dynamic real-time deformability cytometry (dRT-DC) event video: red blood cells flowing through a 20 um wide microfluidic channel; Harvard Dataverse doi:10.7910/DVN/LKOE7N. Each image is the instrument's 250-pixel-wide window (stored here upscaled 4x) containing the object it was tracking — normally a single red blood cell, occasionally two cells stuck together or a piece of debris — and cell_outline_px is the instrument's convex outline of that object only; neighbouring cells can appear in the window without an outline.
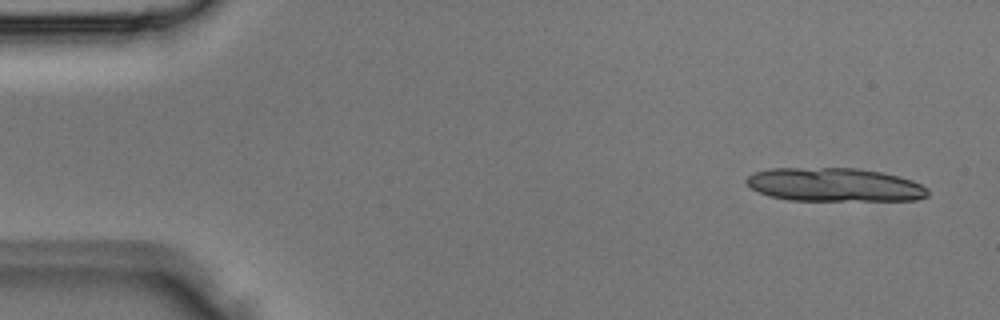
{"species": "Egyptian fruit bat (a non-hibernating species)", "species_latin": "Rousettus aegyptiacus", "temperature_condition": "room temperature", "stored_images_in_passage": 4, "camera_frame_rate_fps": 3000, "um_per_image_px": 0.085, "animal": {"sex": "male"}, "frame": {"image": 1, "passage_image": 1, "time_ms": 0.0, "image_size_px": [1000, 320], "cell_outline_px": [[928, 196], [916, 200], [788, 200], [768, 196], [752, 188], [744, 180], [748, 176], [756, 172], [768, 168], [856, 168], [880, 172], [912, 180], [928, 188]], "centroid_in_image_um": [70.91, 15.7], "position_along_channel_um": 14.1, "area_um2": 35.37}}